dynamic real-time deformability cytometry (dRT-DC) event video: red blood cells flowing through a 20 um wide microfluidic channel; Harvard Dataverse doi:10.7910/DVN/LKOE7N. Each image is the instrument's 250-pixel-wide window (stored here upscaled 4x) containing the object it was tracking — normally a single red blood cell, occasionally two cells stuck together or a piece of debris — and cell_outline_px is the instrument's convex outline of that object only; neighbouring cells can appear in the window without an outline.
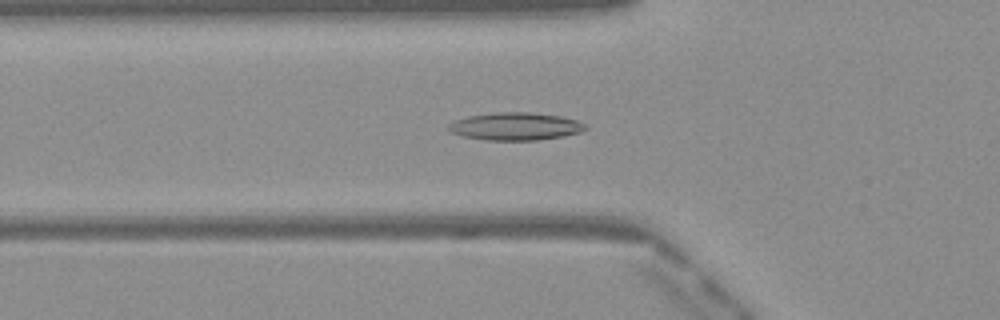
{"species": "Egyptian fruit bat (a non-hibernating species)", "species_latin": "Rousettus aegyptiacus", "temperature_condition": "warm", "stored_images_in_passage": 45, "camera_frame_rate_fps": 3000, "um_per_image_px": 0.085, "frame": {"image": 1, "passage_image": 13, "time_ms": 4.0, "image_size_px": [1000, 320], "cell_outline_px": [[588, 128], [580, 132], [564, 136], [540, 140], [488, 140], [464, 136], [452, 132], [444, 128], [448, 124], [456, 120], [468, 116], [496, 112], [528, 112], [560, 116], [576, 120], [584, 124]], "centroid_in_image_um": [43.8, 10.74], "position_along_channel_um": 82.0, "area_um2": 22.02}}
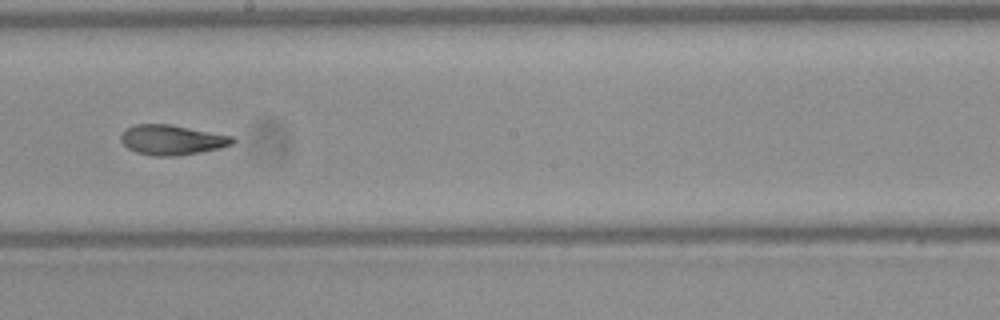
{"frame": {"image": 2, "passage_image": 24, "time_ms": 7.667, "image_size_px": [1000, 320], "cell_outline_px": [[236, 140], [232, 144], [220, 148], [200, 152], [176, 156], [152, 156], [136, 152], [128, 148], [120, 140], [120, 136], [124, 128], [136, 124], [168, 124], [232, 136]], "centroid_in_image_um": [14.57, 11.89], "position_along_channel_um": 233.6, "area_um2": 19.48}}
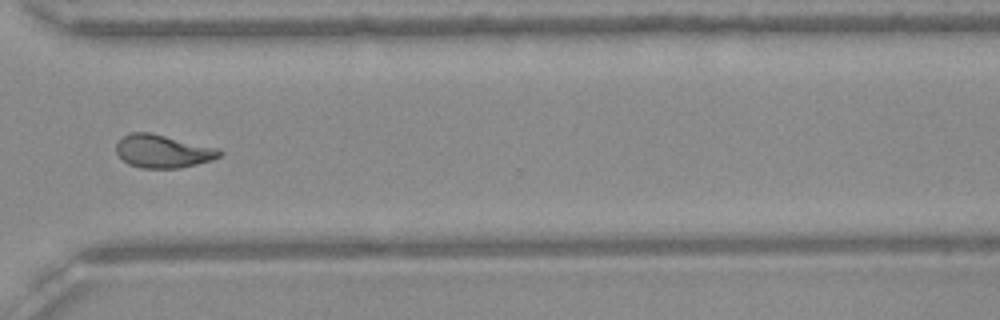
{"frame": {"image": 3, "passage_image": 33, "time_ms": 10.667, "image_size_px": [1000, 320], "cell_outline_px": [[224, 152], [220, 156], [212, 160], [180, 168], [140, 168], [128, 164], [116, 152], [116, 144], [124, 136], [132, 132], [148, 132], [220, 148]], "centroid_in_image_um": [13.88, 12.86], "position_along_channel_um": 356.7, "area_um2": 19.88}, "authors_computed_cell_mechanics": {"area_um2": 19.8832, "velocity_mm_per_s": 4.1038, "shape_relaxation_time_tau1_ms": 9.3472, "shape_relaxation_time_tau2_ms": 1.6792, "deformation_change_tau1": 0.2706, "deformation_change_tau2": 0.0909}}